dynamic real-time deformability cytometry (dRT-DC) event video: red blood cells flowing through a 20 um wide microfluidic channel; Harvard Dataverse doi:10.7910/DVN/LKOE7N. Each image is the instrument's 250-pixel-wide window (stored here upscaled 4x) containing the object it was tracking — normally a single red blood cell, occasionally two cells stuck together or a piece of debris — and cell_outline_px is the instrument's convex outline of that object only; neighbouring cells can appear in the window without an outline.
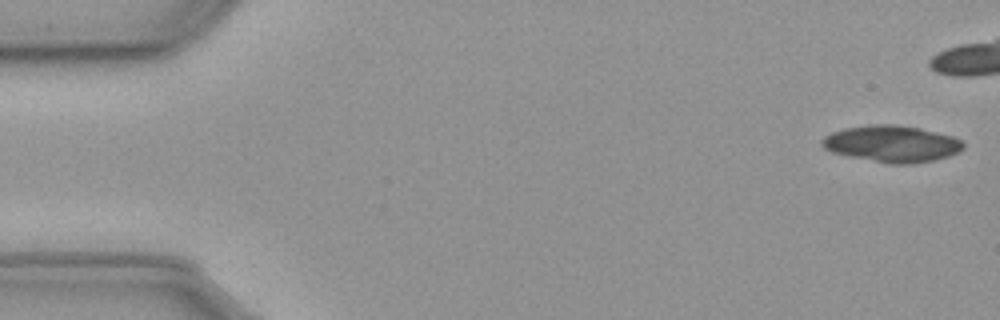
{"species": "common noctule bat (a hibernating species)", "species_latin": "Nyctalus noctula", "temperature_condition": "cold", "stored_images_in_passage": 19, "camera_frame_rate_fps": 3000, "um_per_image_px": 0.085, "animal": {"sex": "male", "body_mass_g": 23.1, "forearm_length_mm": 52.7}, "frame": {"image": 1, "passage_image": 1, "time_ms": 0.0, "image_size_px": [1000, 320], "cell_outline_px": [[964, 148], [960, 152], [948, 156], [932, 160], [912, 164], [892, 164], [832, 152], [824, 148], [820, 144], [820, 140], [824, 136], [832, 132], [844, 128], [868, 124], [896, 124], [920, 128], [952, 136], [964, 140]], "centroid_in_image_um": [75.82, 12.2], "position_along_channel_um": 9.2, "area_um2": 30.17}}